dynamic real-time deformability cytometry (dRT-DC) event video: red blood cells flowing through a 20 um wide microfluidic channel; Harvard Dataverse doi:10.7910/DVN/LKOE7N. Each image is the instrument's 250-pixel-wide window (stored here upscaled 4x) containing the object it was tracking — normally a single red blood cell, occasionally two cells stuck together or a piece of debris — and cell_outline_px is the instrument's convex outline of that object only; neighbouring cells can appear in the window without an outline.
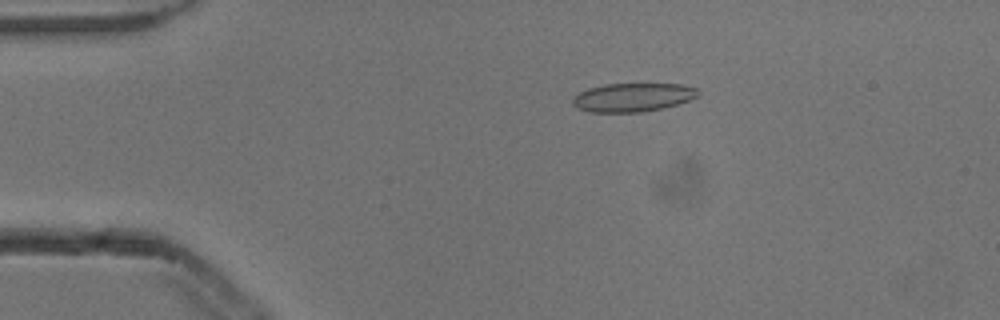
{"species": "common noctule bat (a hibernating species)", "species_latin": "Nyctalus noctula", "temperature_condition": "cold", "stored_images_in_passage": 53, "camera_frame_rate_fps": 3000, "um_per_image_px": 0.085, "animal": {"sex": "male", "body_mass_g": 13.3}, "frame": {"image": 1, "passage_image": 10, "time_ms": 3.0, "image_size_px": [1000, 320], "cell_outline_px": [[700, 92], [696, 96], [680, 104], [640, 112], [592, 112], [576, 108], [572, 104], [572, 96], [588, 88], [604, 84], [680, 84], [696, 88]], "centroid_in_image_um": [53.74, 8.27], "position_along_channel_um": 31.3, "area_um2": 20.87}}
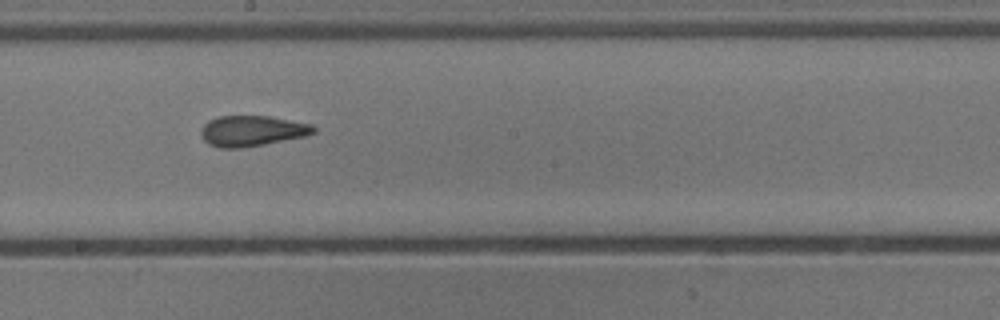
{"frame": {"image": 2, "passage_image": 29, "time_ms": 9.333, "image_size_px": [1000, 320], "cell_outline_px": [[316, 132], [304, 136], [264, 144], [240, 148], [220, 148], [208, 144], [200, 136], [200, 128], [208, 120], [216, 116], [268, 116], [312, 124], [316, 128]], "centroid_in_image_um": [21.37, 11.12], "position_along_channel_um": 226.8, "area_um2": 20.17}}
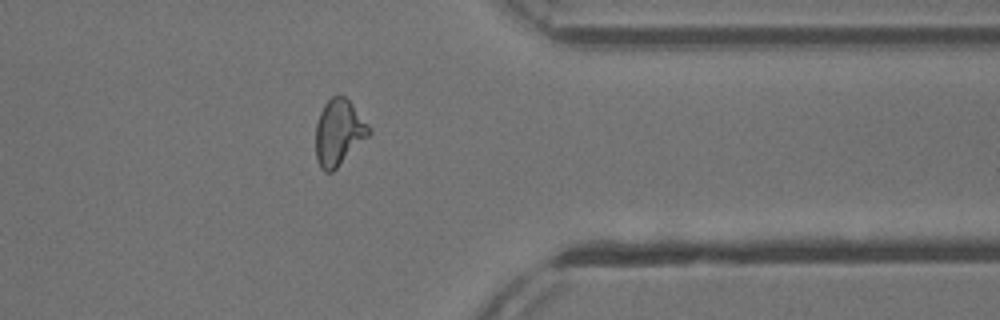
{"frame": {"image": 3, "passage_image": 42, "time_ms": 13.667, "image_size_px": [1000, 320], "cell_outline_px": [[372, 132], [332, 172], [324, 172], [320, 168], [316, 160], [316, 124], [320, 112], [324, 104], [332, 96], [344, 96], [352, 104], [372, 128]], "centroid_in_image_um": [28.79, 11.26], "position_along_channel_um": 382.6, "area_um2": 20.35}, "authors_computed_cell_mechanics": {"area_um2": 20.519, "velocity_mm_per_s": 3.8706, "shape_relaxation_time_tau1_ms": null, "shape_relaxation_time_tau2_ms": 2.1825, "deformation_change_tau1": null, "deformation_change_tau2": 0.0839}}